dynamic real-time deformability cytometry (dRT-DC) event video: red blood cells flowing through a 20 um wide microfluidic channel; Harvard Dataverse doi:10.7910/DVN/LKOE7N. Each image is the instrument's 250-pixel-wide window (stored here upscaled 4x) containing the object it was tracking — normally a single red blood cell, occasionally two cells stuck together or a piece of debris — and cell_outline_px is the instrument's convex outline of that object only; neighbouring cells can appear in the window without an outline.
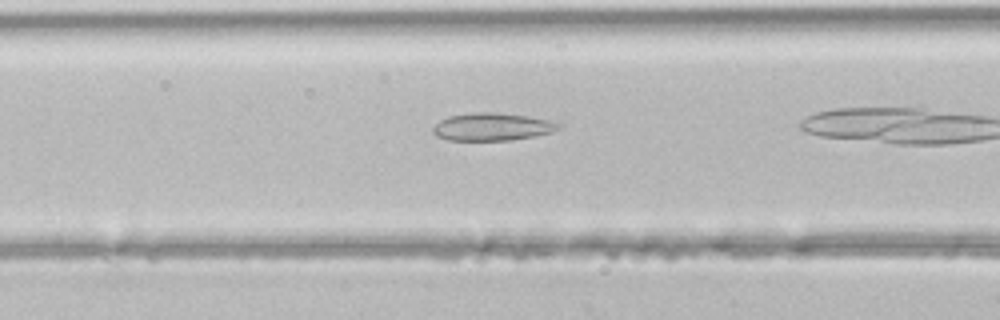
{"species": "common noctule bat (a hibernating species)", "species_latin": "Nyctalus noctula", "temperature_condition": "room temperature", "stored_images_in_passage": 15, "camera_frame_rate_fps": 3000, "um_per_image_px": 0.085, "animal": {"sex": "male", "body_mass_g": 21.5, "forearm_length_mm": 52.0}, "frame": {"image": 1, "passage_image": 9, "time_ms": 2.667, "image_size_px": [1000, 320], "cell_outline_px": [[560, 128], [552, 132], [536, 136], [512, 140], [448, 140], [436, 136], [432, 132], [432, 128], [440, 120], [448, 116], [476, 112], [492, 112], [528, 116], [548, 120], [560, 124]], "centroid_in_image_um": [41.82, 10.78], "position_along_channel_um": 124.8, "area_um2": 20.23}}